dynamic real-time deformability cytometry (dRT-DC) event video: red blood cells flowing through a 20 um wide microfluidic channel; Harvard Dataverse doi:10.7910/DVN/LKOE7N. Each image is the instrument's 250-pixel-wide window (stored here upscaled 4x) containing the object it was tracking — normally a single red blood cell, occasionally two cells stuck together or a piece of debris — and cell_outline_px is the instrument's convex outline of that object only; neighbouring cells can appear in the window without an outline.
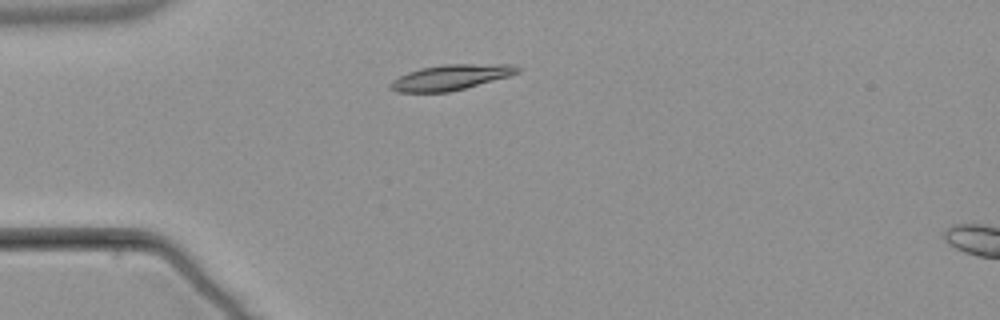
{"species": "common noctule bat (a hibernating species)", "species_latin": "Nyctalus noctula", "temperature_condition": "warm", "stored_images_in_passage": 5, "camera_frame_rate_fps": 3000, "um_per_image_px": 0.085, "animal": {"sex": "male", "body_mass_g": 21.5, "forearm_length_mm": 52.0}, "frame": {"image": 1, "passage_image": 3, "time_ms": 2.333, "image_size_px": [1000, 320], "cell_outline_px": [[520, 72], [512, 76], [448, 92], [396, 92], [388, 88], [388, 84], [392, 80], [408, 72], [420, 68], [444, 64], [512, 64], [520, 68]], "centroid_in_image_um": [38.32, 6.57], "position_along_channel_um": 46.7, "area_um2": 18.96}}
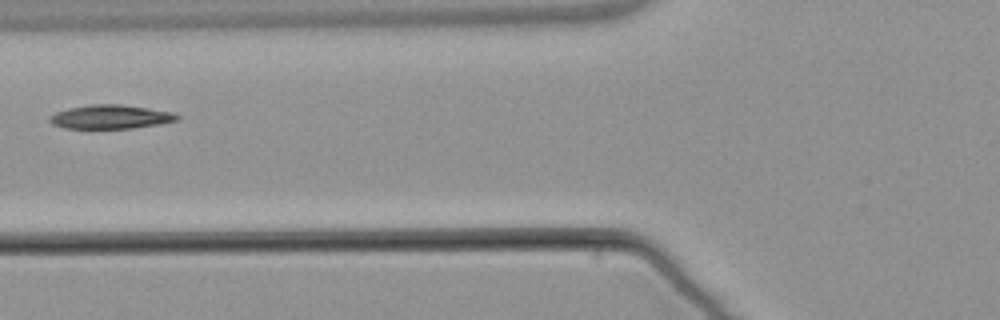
{"frame": {"image": 2, "passage_image": 5, "time_ms": 4.667, "image_size_px": [1000, 320], "cell_outline_px": [[180, 116], [176, 120], [160, 124], [132, 128], [64, 128], [52, 124], [48, 120], [48, 116], [56, 112], [68, 108], [88, 104], [120, 104], [172, 112]], "centroid_in_image_um": [9.34, 9.93], "position_along_channel_um": 116.5, "area_um2": 17.69}}